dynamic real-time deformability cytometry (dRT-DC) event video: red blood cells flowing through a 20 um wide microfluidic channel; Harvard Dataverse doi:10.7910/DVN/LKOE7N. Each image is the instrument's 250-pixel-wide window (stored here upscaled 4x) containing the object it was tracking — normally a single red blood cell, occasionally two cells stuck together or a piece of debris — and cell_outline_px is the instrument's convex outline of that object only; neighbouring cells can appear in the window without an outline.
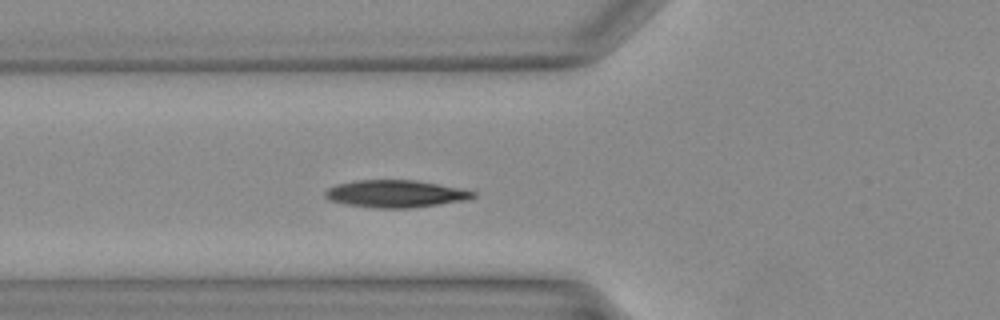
{"species": "Egyptian fruit bat (a non-hibernating species)", "species_latin": "Rousettus aegyptiacus", "temperature_condition": "warm", "stored_images_in_passage": 31, "camera_frame_rate_fps": 3000, "um_per_image_px": 0.085, "animal": {"sex": "female"}, "frame": {"image": 1, "passage_image": 10, "time_ms": 3.0, "image_size_px": [1000, 320], "cell_outline_px": [[476, 196], [468, 200], [440, 204], [408, 208], [376, 208], [348, 204], [332, 200], [324, 196], [324, 192], [328, 188], [336, 184], [356, 180], [416, 180], [460, 188], [476, 192]], "centroid_in_image_um": [33.65, 16.46], "position_along_channel_um": 92.2, "area_um2": 23.47}}